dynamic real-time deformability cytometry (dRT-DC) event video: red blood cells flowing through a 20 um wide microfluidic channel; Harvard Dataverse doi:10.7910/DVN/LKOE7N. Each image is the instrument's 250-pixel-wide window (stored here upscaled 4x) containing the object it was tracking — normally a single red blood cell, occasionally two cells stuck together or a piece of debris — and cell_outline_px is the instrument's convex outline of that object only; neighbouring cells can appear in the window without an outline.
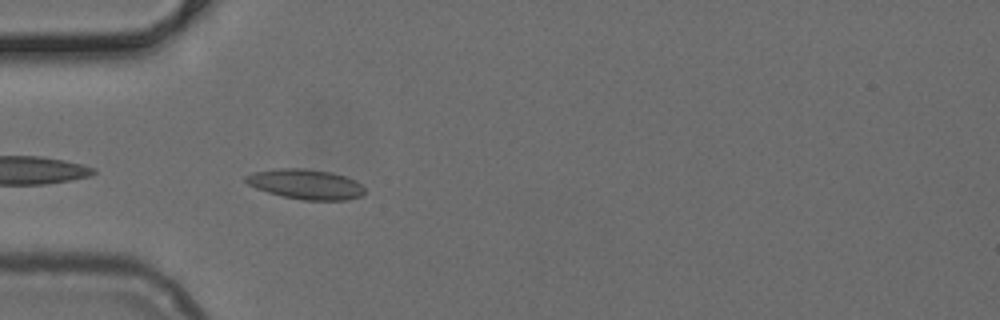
{"species": "common noctule bat (a hibernating species)", "species_latin": "Nyctalus noctula", "temperature_condition": "cold", "stored_images_in_passage": 30, "camera_frame_rate_fps": 3000, "um_per_image_px": 0.085, "animal": {"sex": "female", "body_mass_g": 24.6, "forearm_length_mm": 56.2}, "frame": {"image": 1, "passage_image": 2, "time_ms": 0.333, "image_size_px": [1000, 320], "cell_outline_px": [[364, 196], [348, 200], [304, 200], [280, 196], [256, 188], [248, 184], [244, 180], [244, 176], [252, 172], [276, 168], [304, 168], [332, 172], [356, 180], [364, 188]], "centroid_in_image_um": [25.98, 15.65], "position_along_channel_um": 59.0, "area_um2": 21.04}}
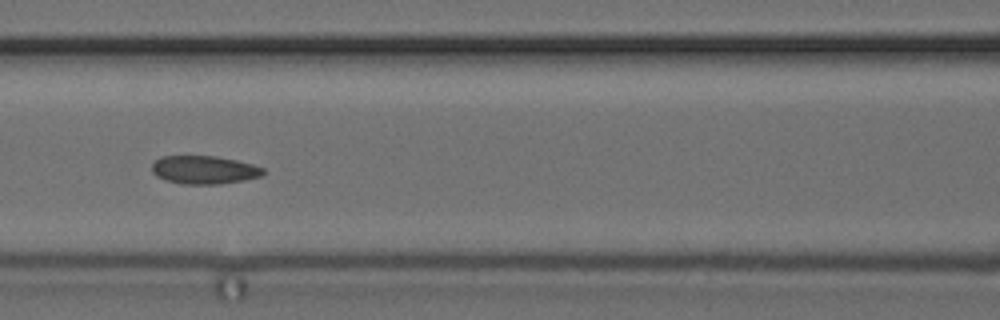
{"frame": {"image": 2, "passage_image": 9, "time_ms": 2.667, "image_size_px": [1000, 320], "cell_outline_px": [[264, 172], [260, 176], [244, 180], [216, 184], [180, 184], [164, 180], [156, 176], [152, 172], [152, 164], [160, 156], [216, 156], [236, 160], [252, 164], [264, 168]], "centroid_in_image_um": [17.31, 14.44], "position_along_channel_um": 149.3, "area_um2": 18.32}}
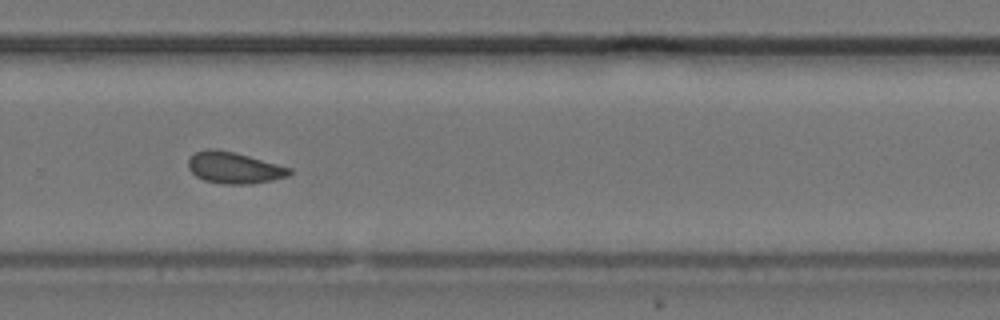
{"frame": {"image": 3, "passage_image": 21, "time_ms": 6.667, "image_size_px": [1000, 320], "cell_outline_px": [[292, 172], [288, 176], [272, 180], [252, 184], [220, 184], [204, 180], [196, 176], [188, 168], [188, 160], [196, 152], [208, 148], [216, 148], [248, 156], [292, 168]], "centroid_in_image_um": [19.89, 14.27], "position_along_channel_um": 309.9, "area_um2": 18.5}}